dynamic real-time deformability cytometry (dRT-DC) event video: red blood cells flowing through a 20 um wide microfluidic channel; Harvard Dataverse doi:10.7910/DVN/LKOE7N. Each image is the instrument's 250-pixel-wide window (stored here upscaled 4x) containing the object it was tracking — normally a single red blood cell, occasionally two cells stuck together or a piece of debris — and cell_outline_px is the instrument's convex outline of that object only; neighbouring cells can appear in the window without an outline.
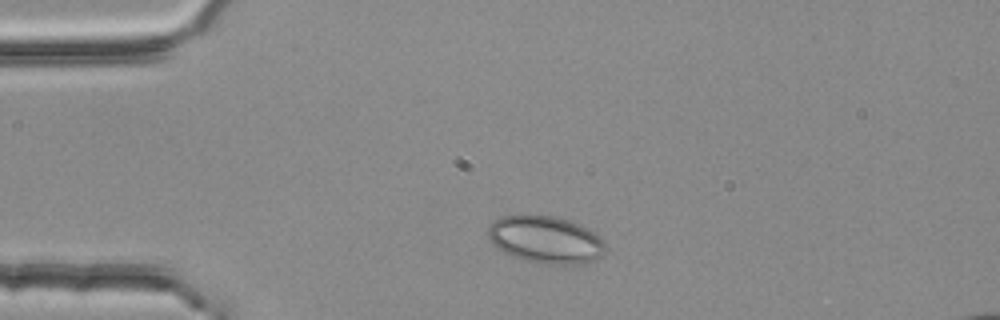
{"species": "common noctule bat (a hibernating species)", "species_latin": "Nyctalus noctula", "temperature_condition": "room temperature", "stored_images_in_passage": 1, "camera_frame_rate_fps": 3000, "um_per_image_px": 0.085, "animal": {"sex": "female", "body_mass_g": 25.1}, "frame": {"image": 1, "passage_image": 1, "time_ms": 0.0, "image_size_px": [1000, 320], "cell_outline_px": [[604, 252], [596, 260], [580, 264], [540, 264], [524, 260], [512, 256], [496, 248], [488, 240], [488, 228], [500, 216], [524, 212], [528, 212], [552, 216], [568, 220], [580, 224], [596, 232], [604, 240]], "centroid_in_image_um": [46.35, 20.34], "position_along_channel_um": 38.7, "area_um2": 33.23}}